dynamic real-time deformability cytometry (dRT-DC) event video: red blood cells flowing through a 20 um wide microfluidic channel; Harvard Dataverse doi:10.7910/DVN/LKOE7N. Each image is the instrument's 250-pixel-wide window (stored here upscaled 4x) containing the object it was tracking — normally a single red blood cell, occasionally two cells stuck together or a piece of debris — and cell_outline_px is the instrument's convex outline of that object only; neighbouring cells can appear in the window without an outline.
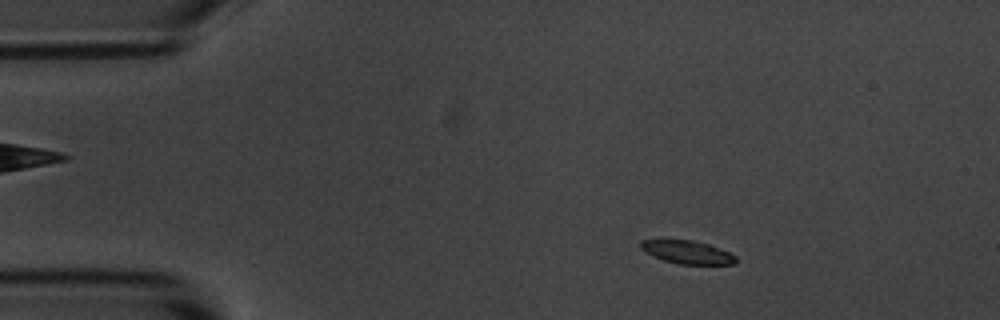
{"species": "common noctule bat (a hibernating species)", "species_latin": "Nyctalus noctula", "temperature_condition": "room temperature", "stored_images_in_passage": 50, "camera_frame_rate_fps": 3000, "um_per_image_px": 0.085, "animal": {"sex": "male", "body_mass_g": 20.1, "forearm_length_mm": 53.5}, "frame": {"image": 1, "passage_image": 4, "time_ms": 1.0, "image_size_px": [1000, 320], "cell_outline_px": [[736, 260], [732, 264], [680, 264], [664, 260], [644, 252], [640, 248], [640, 240], [692, 240], [708, 244], [728, 252], [736, 256]], "centroid_in_image_um": [58.38, 21.43], "position_along_channel_um": 26.6, "area_um2": 12.6}}
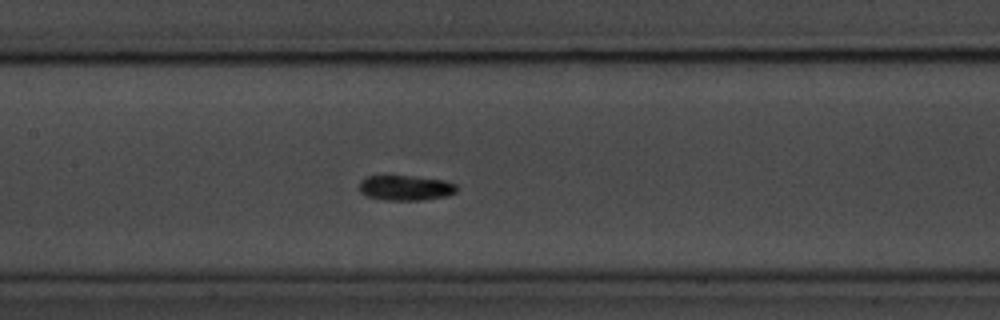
{"frame": {"image": 2, "passage_image": 21, "time_ms": 6.667, "image_size_px": [1000, 320], "cell_outline_px": [[456, 192], [448, 196], [424, 200], [384, 200], [368, 196], [360, 192], [360, 180], [364, 176], [416, 176], [444, 180], [456, 184]], "centroid_in_image_um": [34.48, 15.96], "position_along_channel_um": 172.9, "area_um2": 14.39}}
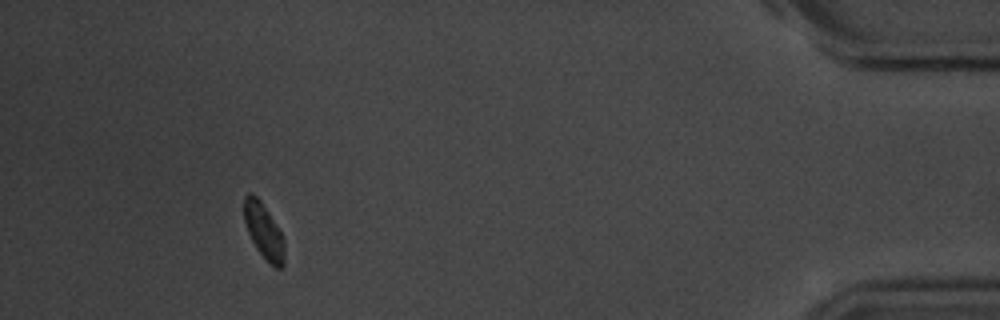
{"frame": {"image": 3, "passage_image": 46, "time_ms": 15.0, "image_size_px": [1000, 320], "cell_outline_px": [[284, 264], [280, 268], [276, 268], [256, 248], [248, 232], [244, 220], [244, 196], [248, 192], [252, 192], [260, 200], [268, 212], [280, 232], [284, 240]], "centroid_in_image_um": [22.4, 19.6], "position_along_channel_um": 412.8, "area_um2": 12.66}, "authors_computed_cell_mechanics": {"area_um2": 13.9876, "velocity_mm_per_s": 3.6415, "shape_relaxation_time_tau1_ms": 3.6825, "shape_relaxation_time_tau2_ms": null, "deformation_change_tau1": 0.1026, "deformation_change_tau2": null}}